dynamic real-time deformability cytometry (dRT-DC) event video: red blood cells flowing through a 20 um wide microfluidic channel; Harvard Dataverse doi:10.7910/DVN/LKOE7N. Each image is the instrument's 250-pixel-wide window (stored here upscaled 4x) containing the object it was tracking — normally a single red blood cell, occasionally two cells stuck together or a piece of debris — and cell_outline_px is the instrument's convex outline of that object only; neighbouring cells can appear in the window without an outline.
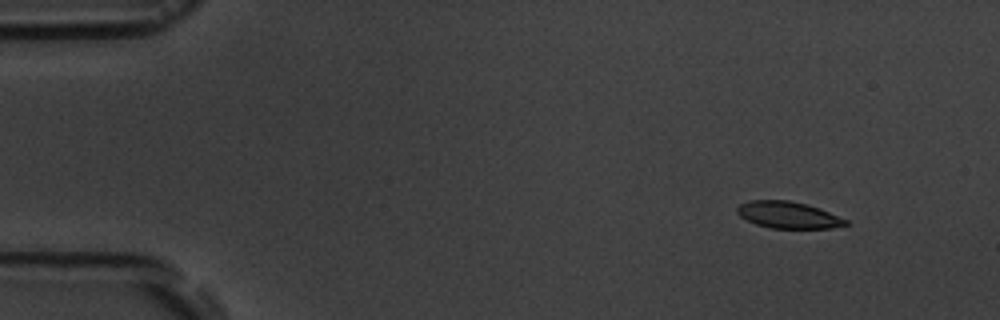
{"species": "common noctule bat (a hibernating species)", "species_latin": "Nyctalus noctula", "temperature_condition": "room temperature", "stored_images_in_passage": 5, "camera_frame_rate_fps": 3000, "um_per_image_px": 0.085, "animal": {"sex": "male", "body_mass_g": 19.5, "forearm_length_mm": 54.6}, "frame": {"image": 1, "passage_image": 1, "time_ms": 0.0, "image_size_px": [1000, 320], "cell_outline_px": [[848, 224], [832, 228], [772, 228], [756, 224], [740, 216], [736, 212], [736, 208], [740, 204], [748, 200], [788, 200], [808, 204], [820, 208], [848, 220]], "centroid_in_image_um": [66.99, 18.26], "position_along_channel_um": 18.0, "area_um2": 16.94}}